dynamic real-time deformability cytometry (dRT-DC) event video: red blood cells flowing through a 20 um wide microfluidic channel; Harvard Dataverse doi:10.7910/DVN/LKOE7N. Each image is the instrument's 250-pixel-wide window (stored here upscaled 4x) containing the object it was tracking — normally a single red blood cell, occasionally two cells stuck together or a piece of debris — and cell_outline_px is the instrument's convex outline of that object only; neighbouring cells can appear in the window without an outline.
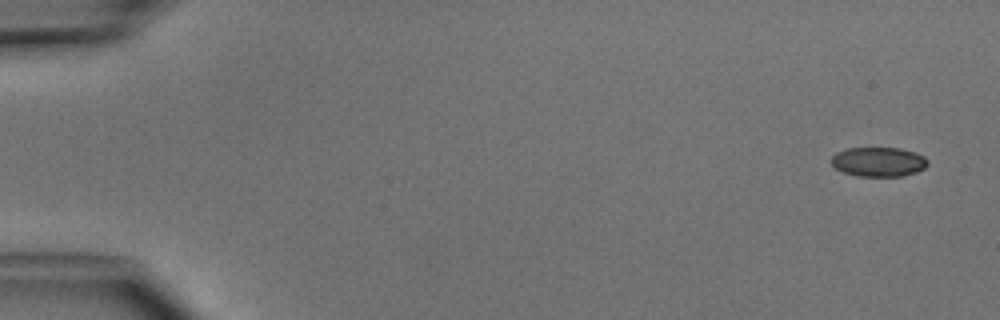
{"species": "common noctule bat (a hibernating species)", "species_latin": "Nyctalus noctula", "temperature_condition": "cold", "stored_images_in_passage": 6, "camera_frame_rate_fps": 3000, "um_per_image_px": 0.085, "animal": {"sex": "male", "body_mass_g": 15.6}, "frame": {"image": 1, "passage_image": 1, "time_ms": 0.0, "image_size_px": [1000, 320], "cell_outline_px": [[928, 164], [924, 168], [916, 172], [900, 176], [856, 176], [844, 172], [836, 168], [828, 160], [836, 152], [848, 148], [900, 148], [916, 152], [924, 156], [928, 160]], "centroid_in_image_um": [74.66, 13.75], "position_along_channel_um": 10.3, "area_um2": 16.65}}
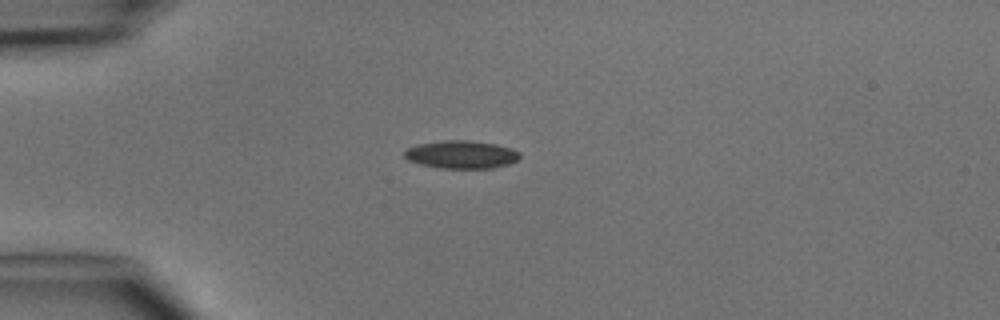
{"frame": {"image": 2, "passage_image": 4, "time_ms": 3.667, "image_size_px": [1000, 320], "cell_outline_px": [[520, 156], [516, 160], [508, 164], [492, 168], [440, 168], [420, 164], [408, 160], [404, 156], [404, 152], [408, 148], [416, 144], [440, 140], [468, 140], [496, 144], [512, 148], [520, 152]], "centroid_in_image_um": [39.2, 13.12], "position_along_channel_um": 45.8, "area_um2": 18.84}}